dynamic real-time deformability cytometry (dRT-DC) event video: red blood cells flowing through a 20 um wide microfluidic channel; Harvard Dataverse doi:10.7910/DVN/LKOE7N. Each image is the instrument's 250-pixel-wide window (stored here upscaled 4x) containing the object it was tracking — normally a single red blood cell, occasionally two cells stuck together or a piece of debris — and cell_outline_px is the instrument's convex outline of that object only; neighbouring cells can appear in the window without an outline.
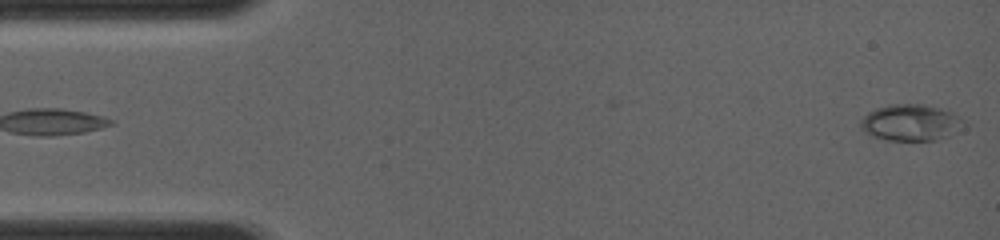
{"species": "common noctule bat (a hibernating species)", "species_latin": "Nyctalus noctula", "temperature_condition": "room temperature", "stored_images_in_passage": 8, "segment_of_instrument_passage": [2, 2], "camera_frame_rate_fps": 4000, "um_per_image_px": 0.085, "animal": {"sex": "female", "body_mass_g": 19.0, "forearm_length_mm": 56.7}, "frame": {"image": 1, "passage_image": 8, "time_ms": 4.0, "image_size_px": [1000, 240], "cell_outline_px": [[968, 124], [948, 136], [936, 140], [888, 140], [872, 136], [864, 132], [860, 128], [860, 120], [868, 112], [876, 108], [888, 104], [924, 104], [940, 108], [952, 112], [960, 116]], "centroid_in_image_um": [77.42, 10.41], "position_along_channel_um": 7.6, "area_um2": 22.14}}